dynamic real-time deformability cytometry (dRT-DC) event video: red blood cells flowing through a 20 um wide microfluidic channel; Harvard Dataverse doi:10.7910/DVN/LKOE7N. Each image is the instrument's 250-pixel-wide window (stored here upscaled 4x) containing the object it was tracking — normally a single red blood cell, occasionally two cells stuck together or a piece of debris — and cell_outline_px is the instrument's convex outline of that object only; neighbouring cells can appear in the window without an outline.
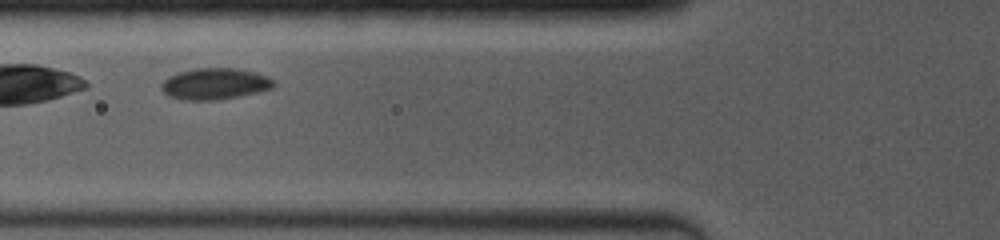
{"species": "common noctule bat (a hibernating species)", "species_latin": "Nyctalus noctula", "temperature_condition": "room temperature", "stored_images_in_passage": 3, "camera_frame_rate_fps": 4000, "um_per_image_px": 0.085, "animal": {"sex": "female", "body_mass_g": 19.0, "forearm_length_mm": 53.3}, "frame": {"image": 1, "passage_image": 2, "time_ms": 1.25, "image_size_px": [1000, 240], "cell_outline_px": [[276, 84], [272, 88], [240, 96], [220, 100], [184, 100], [168, 96], [160, 88], [160, 84], [168, 76], [180, 72], [196, 68], [236, 68], [256, 72], [268, 76]], "centroid_in_image_um": [18.25, 7.13], "position_along_channel_um": 107.6, "area_um2": 20.63}}